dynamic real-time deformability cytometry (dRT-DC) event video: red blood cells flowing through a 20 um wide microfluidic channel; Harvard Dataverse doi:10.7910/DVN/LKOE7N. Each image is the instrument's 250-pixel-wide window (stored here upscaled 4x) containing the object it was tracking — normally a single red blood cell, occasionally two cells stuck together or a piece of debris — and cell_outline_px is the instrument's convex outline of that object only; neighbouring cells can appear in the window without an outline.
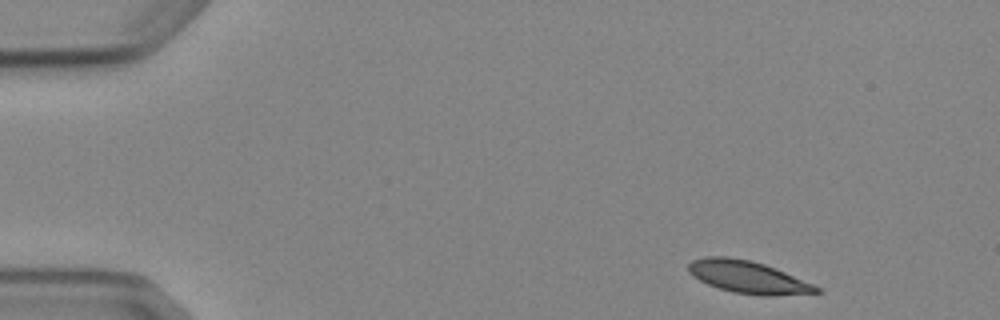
{"species": "Egyptian fruit bat (a non-hibernating species)", "species_latin": "Rousettus aegyptiacus", "temperature_condition": "cold", "stored_images_in_passage": 4, "camera_frame_rate_fps": 3000, "um_per_image_px": 0.085, "animal": {"sex": "female"}, "frame": {"image": 1, "passage_image": 1, "time_ms": 0.0, "image_size_px": [1000, 320], "cell_outline_px": [[824, 292], [772, 296], [760, 296], [732, 292], [708, 284], [692, 276], [688, 272], [688, 264], [692, 260], [704, 256], [728, 256], [752, 260], [764, 264], [784, 272], [812, 284], [820, 288]], "centroid_in_image_um": [63.55, 23.55], "position_along_channel_um": 21.5, "area_um2": 24.16}}
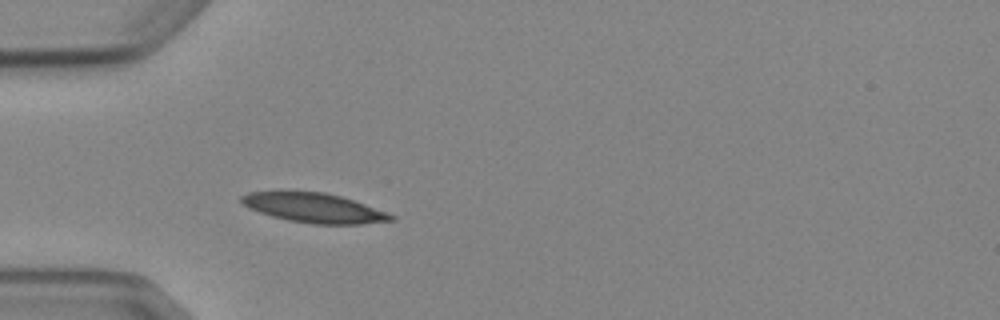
{"frame": {"image": 2, "passage_image": 4, "time_ms": 3.333, "image_size_px": [1000, 320], "cell_outline_px": [[396, 220], [360, 224], [312, 224], [288, 220], [272, 216], [248, 208], [240, 200], [240, 196], [248, 192], [324, 192], [340, 196], [388, 212], [396, 216]], "centroid_in_image_um": [26.72, 17.68], "position_along_channel_um": 58.3, "area_um2": 25.49}}